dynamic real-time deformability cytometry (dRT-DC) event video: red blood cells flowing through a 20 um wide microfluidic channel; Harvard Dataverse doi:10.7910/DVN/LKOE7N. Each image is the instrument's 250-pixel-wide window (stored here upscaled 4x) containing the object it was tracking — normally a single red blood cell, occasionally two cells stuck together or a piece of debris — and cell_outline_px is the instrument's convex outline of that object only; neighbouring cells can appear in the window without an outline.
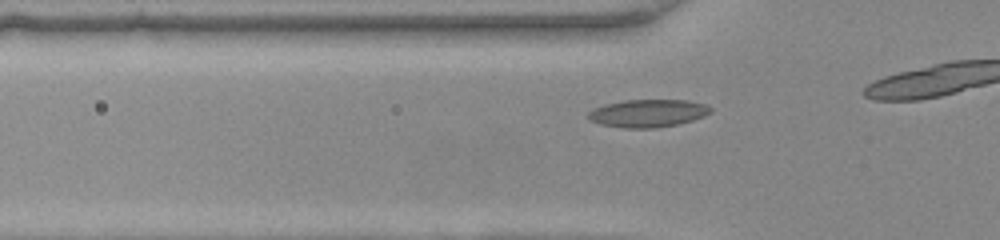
{"species": "common noctule bat (a hibernating species)", "species_latin": "Nyctalus noctula", "temperature_condition": "warm", "stored_images_in_passage": 7, "camera_frame_rate_fps": 3000, "um_per_image_px": 0.085, "animal": {"sex": "female", "body_mass_g": 22.0, "forearm_length_mm": 56.7}, "frame": {"image": 1, "passage_image": 3, "time_ms": 0.667, "image_size_px": [1000, 240], "cell_outline_px": [[712, 112], [704, 116], [692, 120], [676, 124], [656, 128], [624, 128], [600, 124], [592, 120], [588, 116], [588, 112], [592, 108], [604, 104], [624, 100], [688, 100], [708, 104], [712, 108]], "centroid_in_image_um": [55.09, 9.61], "position_along_channel_um": 70.7, "area_um2": 19.88}}